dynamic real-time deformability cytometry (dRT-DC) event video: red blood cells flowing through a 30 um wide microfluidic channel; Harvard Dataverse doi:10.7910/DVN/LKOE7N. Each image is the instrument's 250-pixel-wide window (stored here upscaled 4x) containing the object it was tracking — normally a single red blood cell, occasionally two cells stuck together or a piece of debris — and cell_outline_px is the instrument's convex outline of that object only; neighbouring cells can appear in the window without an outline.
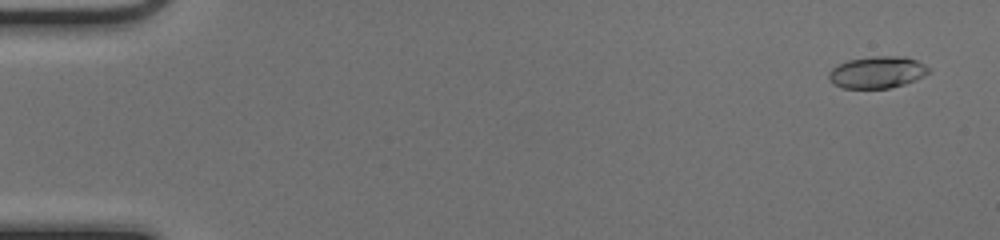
{"species": "common noctule bat (a hibernating species)", "species_latin": "Nyctalus noctula", "temperature_condition": "cold", "stored_images_in_passage": 52, "camera_frame_rate_fps": 3000, "um_per_image_px": 0.085, "animal": {"sex": "female", "body_mass_g": 17.0, "forearm_length_mm": 48.0}, "frame": {"image": 1, "passage_image": 3, "time_ms": 0.667, "image_size_px": [1000, 240], "cell_outline_px": [[928, 72], [924, 76], [916, 80], [904, 84], [888, 88], [844, 88], [832, 84], [828, 76], [828, 72], [836, 64], [848, 60], [872, 56], [904, 56], [916, 60], [924, 64], [928, 68]], "centroid_in_image_um": [74.53, 6.14], "position_along_channel_um": 10.5, "area_um2": 18.61}}
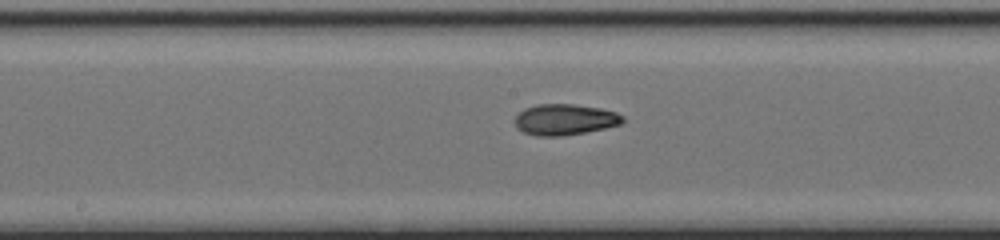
{"frame": {"image": 2, "passage_image": 28, "time_ms": 9.0, "image_size_px": [1000, 240], "cell_outline_px": [[624, 120], [620, 124], [604, 128], [584, 132], [560, 136], [536, 136], [524, 132], [516, 128], [516, 116], [524, 108], [536, 104], [572, 104], [600, 108], [616, 112], [624, 116]], "centroid_in_image_um": [48.0, 10.15], "position_along_channel_um": 200.2, "area_um2": 19.36}}
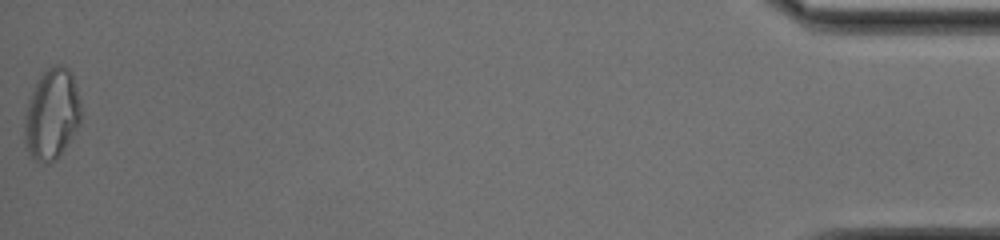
{"frame": {"image": 3, "passage_image": 52, "time_ms": 17.0, "image_size_px": [1000, 240], "cell_outline_px": [[80, 124], [60, 156], [56, 160], [36, 160], [28, 152], [24, 144], [24, 116], [28, 100], [36, 80], [52, 64], [60, 64], [68, 68], [72, 72], [80, 100]], "centroid_in_image_um": [4.4, 9.66], "position_along_channel_um": 430.8, "area_um2": 30.06}, "authors_computed_cell_mechanics": {"area_um2": 18.8717, "velocity_mm_per_s": 4.1005, "shape_relaxation_time_tau1_ms": 10.4247, "shape_relaxation_time_tau2_ms": 2.6707, "deformation_change_tau1": 0.3255, "deformation_change_tau2": 0.0882}}